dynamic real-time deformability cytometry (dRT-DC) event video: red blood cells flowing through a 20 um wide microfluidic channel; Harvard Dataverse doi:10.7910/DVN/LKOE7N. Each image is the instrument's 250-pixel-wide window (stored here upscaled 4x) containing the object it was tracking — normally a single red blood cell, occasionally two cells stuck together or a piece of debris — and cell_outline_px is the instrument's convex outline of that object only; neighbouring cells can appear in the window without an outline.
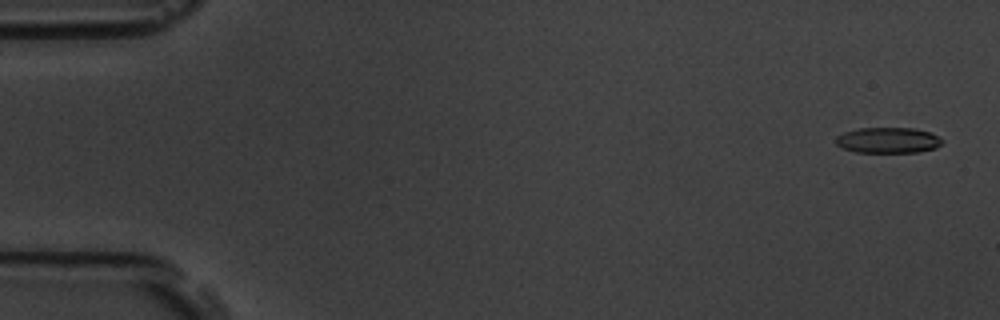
{"species": "common noctule bat (a hibernating species)", "species_latin": "Nyctalus noctula", "temperature_condition": "room temperature", "stored_images_in_passage": 56, "camera_frame_rate_fps": 3000, "um_per_image_px": 0.085, "animal": {"sex": "male", "body_mass_g": 19.5, "forearm_length_mm": 54.6}, "frame": {"image": 1, "passage_image": 2, "time_ms": 0.333, "image_size_px": [1000, 320], "cell_outline_px": [[944, 140], [936, 148], [916, 152], [856, 152], [840, 148], [836, 144], [836, 136], [844, 132], [860, 128], [912, 128], [928, 132]], "centroid_in_image_um": [75.44, 11.92], "position_along_channel_um": 9.6, "area_um2": 15.84}}
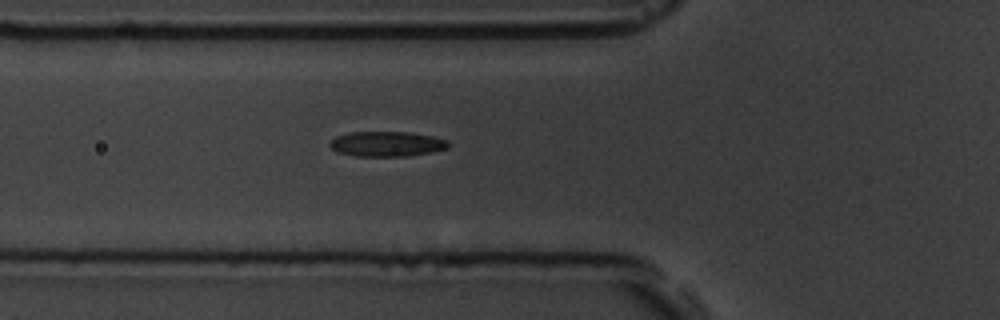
{"frame": {"image": 2, "passage_image": 20, "time_ms": 6.333, "image_size_px": [1000, 320], "cell_outline_px": [[448, 148], [432, 152], [408, 156], [356, 156], [336, 152], [328, 144], [336, 136], [348, 132], [408, 132], [432, 136], [448, 140]], "centroid_in_image_um": [32.86, 12.23], "position_along_channel_um": 92.9, "area_um2": 17.34}}
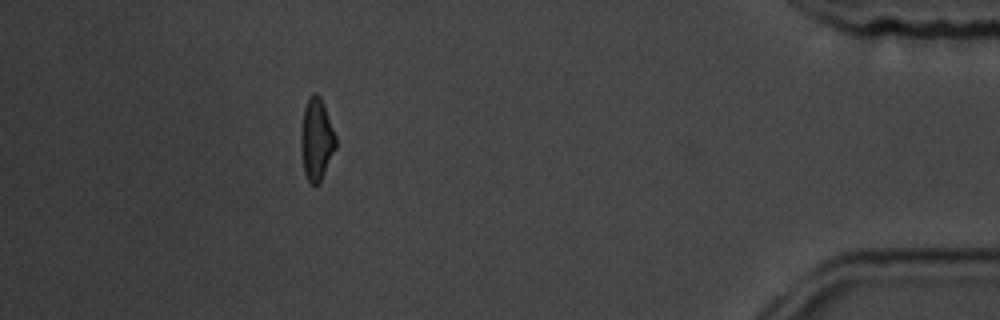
{"frame": {"image": 3, "passage_image": 50, "time_ms": 16.333, "image_size_px": [1000, 320], "cell_outline_px": [[336, 148], [320, 184], [312, 184], [308, 180], [304, 172], [300, 144], [300, 136], [304, 108], [308, 96], [312, 92], [316, 92], [320, 96], [324, 104], [336, 136]], "centroid_in_image_um": [26.9, 11.83], "position_along_channel_um": 408.3, "area_um2": 16.88}, "authors_computed_cell_mechanics": {"area_um2": 16.9065, "velocity_mm_per_s": 3.693, "shape_relaxation_time_tau1_ms": 3.2034, "shape_relaxation_time_tau2_ms": 3.8785, "deformation_change_tau1": 0.1045, "deformation_change_tau2": 0.1198}}